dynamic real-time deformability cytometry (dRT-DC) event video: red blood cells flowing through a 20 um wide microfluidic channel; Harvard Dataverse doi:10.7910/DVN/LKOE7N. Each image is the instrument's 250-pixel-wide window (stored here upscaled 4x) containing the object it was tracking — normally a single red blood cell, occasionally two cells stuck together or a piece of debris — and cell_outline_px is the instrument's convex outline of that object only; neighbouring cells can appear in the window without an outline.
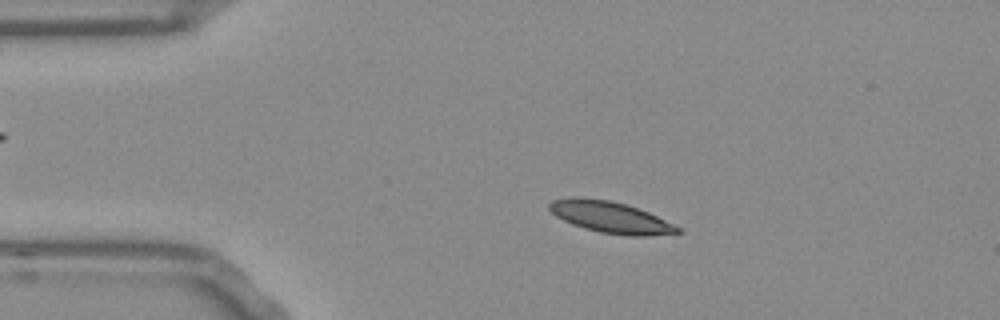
{"species": "Egyptian fruit bat (a non-hibernating species)", "species_latin": "Rousettus aegyptiacus", "temperature_condition": "room temperature", "stored_images_in_passage": 53, "camera_frame_rate_fps": 3000, "um_per_image_px": 0.085, "frame": {"image": 1, "passage_image": 10, "time_ms": 3.0, "image_size_px": [1000, 320], "cell_outline_px": [[684, 232], [648, 236], [628, 236], [600, 232], [584, 228], [572, 224], [556, 216], [548, 208], [548, 204], [552, 200], [612, 200], [648, 212], [680, 228]], "centroid_in_image_um": [51.96, 18.52], "position_along_channel_um": 33.0, "area_um2": 22.54}}
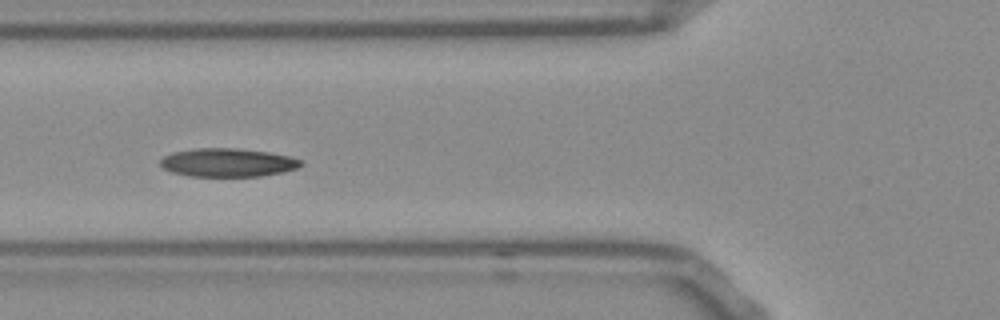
{"frame": {"image": 2, "passage_image": 19, "time_ms": 6.0, "image_size_px": [1000, 320], "cell_outline_px": [[304, 164], [296, 168], [284, 172], [260, 176], [188, 176], [172, 172], [160, 168], [160, 160], [164, 156], [172, 152], [196, 148], [236, 148], [268, 152], [288, 156], [300, 160]], "centroid_in_image_um": [19.31, 13.82], "position_along_channel_um": 106.5, "area_um2": 23.35}}
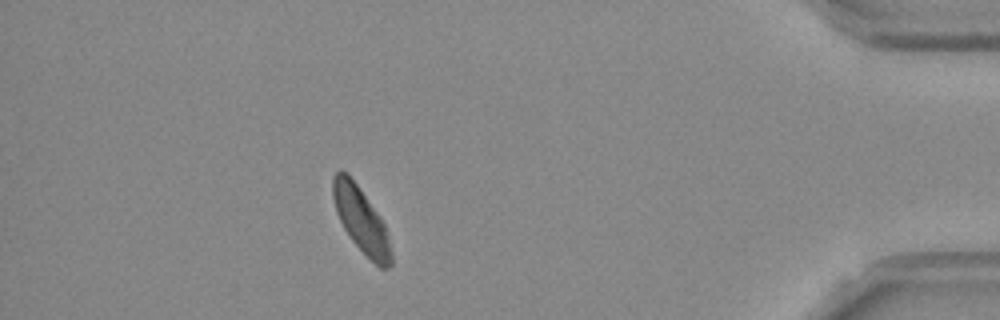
{"frame": {"image": 3, "passage_image": 47, "time_ms": 15.333, "image_size_px": [1000, 320], "cell_outline_px": [[392, 264], [388, 268], [380, 268], [352, 240], [344, 228], [336, 212], [332, 196], [332, 176], [340, 168], [348, 172], [380, 216], [384, 224], [388, 236], [392, 256]], "centroid_in_image_um": [30.67, 18.64], "position_along_channel_um": 404.5, "area_um2": 21.96}, "authors_computed_cell_mechanics": {"area_um2": 22.831, "velocity_mm_per_s": 3.7513, "shape_relaxation_time_tau1_ms": 5.3815, "shape_relaxation_time_tau2_ms": 11.3396, "deformation_change_tau1": 0.1073, "deformation_change_tau2": 0.1772}}